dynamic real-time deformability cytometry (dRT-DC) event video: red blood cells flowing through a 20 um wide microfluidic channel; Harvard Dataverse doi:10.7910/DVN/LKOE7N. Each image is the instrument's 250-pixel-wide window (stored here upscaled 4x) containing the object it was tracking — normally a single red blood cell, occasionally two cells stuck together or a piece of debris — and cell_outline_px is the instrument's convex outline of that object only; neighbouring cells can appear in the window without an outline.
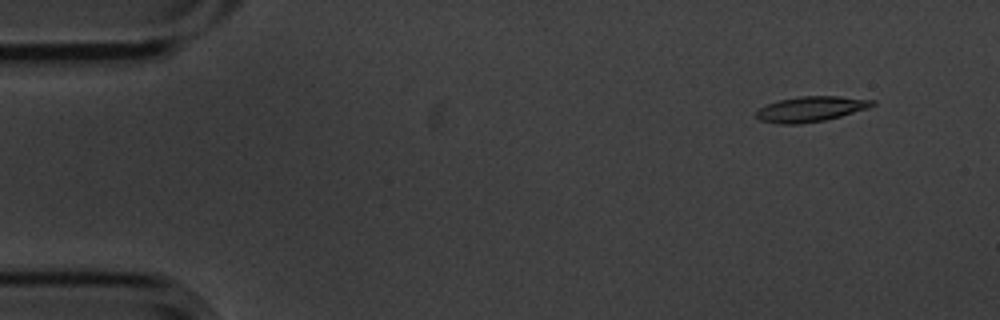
{"species": "common noctule bat (a hibernating species)", "species_latin": "Nyctalus noctula", "temperature_condition": "cold", "stored_images_in_passage": 5, "camera_frame_rate_fps": 3000, "um_per_image_px": 0.085, "animal": {"sex": "male", "body_mass_g": 20.1, "forearm_length_mm": 53.5}, "frame": {"image": 1, "passage_image": 2, "time_ms": 0.333, "image_size_px": [1000, 320], "cell_outline_px": [[876, 104], [868, 108], [840, 116], [824, 120], [800, 124], [776, 124], [760, 120], [756, 116], [756, 112], [760, 108], [768, 104], [780, 100], [800, 96], [840, 96], [876, 100]], "centroid_in_image_um": [68.94, 9.27], "position_along_channel_um": 16.1, "area_um2": 17.05}}
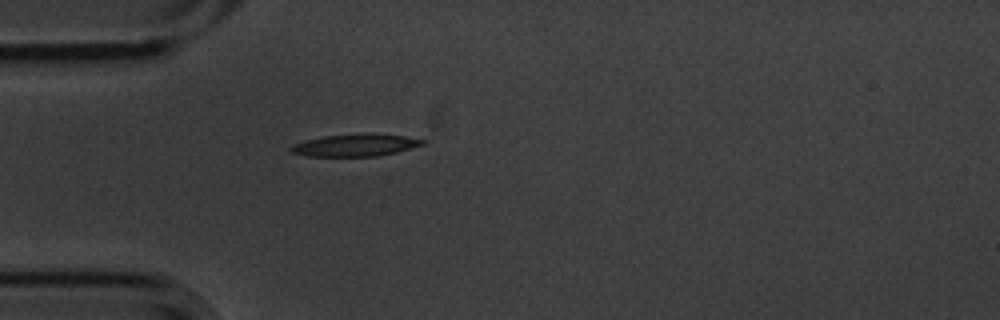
{"frame": {"image": 2, "passage_image": 5, "time_ms": 1.333, "image_size_px": [1000, 320], "cell_outline_px": [[428, 140], [424, 144], [396, 152], [376, 156], [304, 156], [292, 152], [288, 148], [292, 144], [304, 140], [324, 136], [364, 132], [372, 132], [404, 136]], "centroid_in_image_um": [30.19, 12.31], "position_along_channel_um": 54.8, "area_um2": 17.4}}